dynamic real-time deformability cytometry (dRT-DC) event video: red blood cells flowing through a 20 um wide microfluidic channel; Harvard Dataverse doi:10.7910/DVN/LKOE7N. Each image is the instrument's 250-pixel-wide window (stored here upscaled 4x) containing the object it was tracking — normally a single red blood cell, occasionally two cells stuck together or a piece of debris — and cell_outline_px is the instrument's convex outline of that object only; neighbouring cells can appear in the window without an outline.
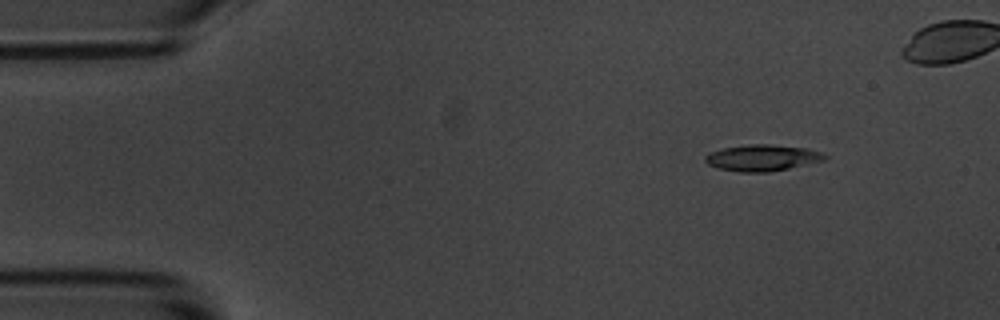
{"species": "common noctule bat (a hibernating species)", "species_latin": "Nyctalus noctula", "temperature_condition": "room temperature", "stored_images_in_passage": 4, "camera_frame_rate_fps": 3000, "um_per_image_px": 0.085, "animal": {"sex": "male", "body_mass_g": 20.1, "forearm_length_mm": 53.5}, "frame": {"image": 1, "passage_image": 1, "time_ms": 0.0, "image_size_px": [1000, 320], "cell_outline_px": [[828, 156], [824, 160], [788, 168], [768, 172], [740, 172], [716, 168], [708, 164], [704, 160], [704, 156], [712, 152], [724, 148], [748, 144], [768, 144], [808, 148], [820, 152]], "centroid_in_image_um": [64.77, 13.41], "position_along_channel_um": 20.2, "area_um2": 18.21}}